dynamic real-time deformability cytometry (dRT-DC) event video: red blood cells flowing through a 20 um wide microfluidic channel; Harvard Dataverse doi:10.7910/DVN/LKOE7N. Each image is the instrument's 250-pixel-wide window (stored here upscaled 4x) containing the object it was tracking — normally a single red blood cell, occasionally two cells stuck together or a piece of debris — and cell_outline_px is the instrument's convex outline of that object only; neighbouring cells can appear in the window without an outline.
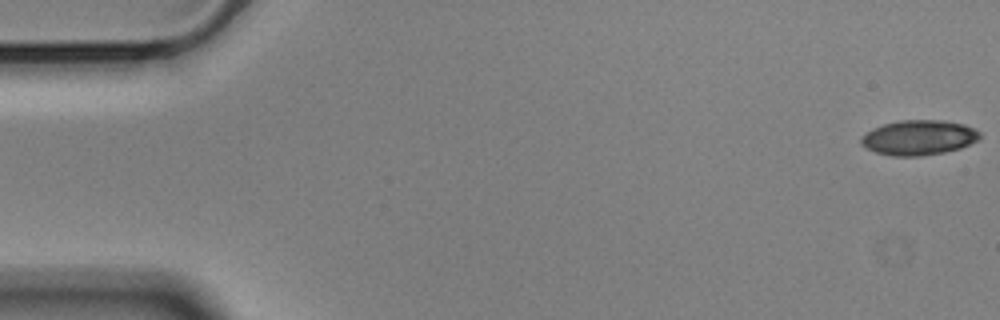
{"species": "Egyptian fruit bat (a non-hibernating species)", "species_latin": "Rousettus aegyptiacus", "temperature_condition": "cold", "stored_images_in_passage": 56, "camera_frame_rate_fps": 3000, "um_per_image_px": 0.085, "animal": {"sex": "male"}, "frame": {"image": 1, "passage_image": 1, "time_ms": 0.0, "image_size_px": [1000, 320], "cell_outline_px": [[980, 136], [976, 140], [960, 148], [944, 152], [920, 156], [892, 156], [876, 152], [860, 144], [860, 140], [872, 128], [884, 124], [900, 120], [940, 120], [964, 124], [980, 132]], "centroid_in_image_um": [78.08, 11.69], "position_along_channel_um": 6.9, "area_um2": 23.87}}
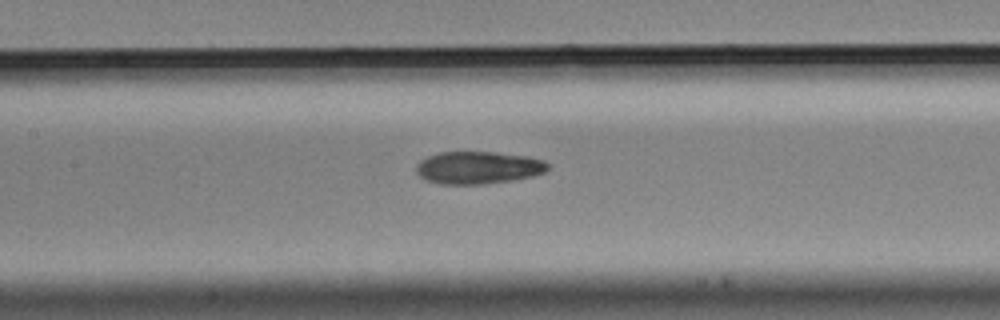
{"frame": {"image": 2, "passage_image": 26, "time_ms": 8.333, "image_size_px": [1000, 320], "cell_outline_px": [[548, 168], [544, 172], [532, 176], [516, 180], [484, 184], [440, 184], [428, 180], [420, 176], [416, 172], [416, 164], [420, 160], [428, 156], [440, 152], [496, 152], [528, 156], [544, 160], [548, 164]], "centroid_in_image_um": [40.65, 14.25], "position_along_channel_um": 166.7, "area_um2": 25.03}}
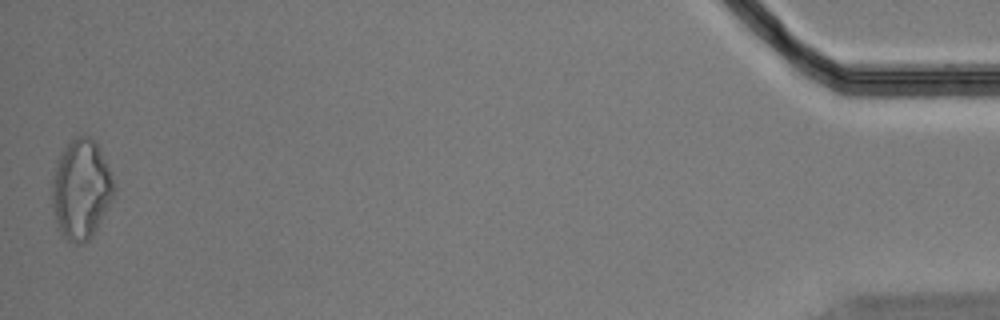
{"frame": {"image": 3, "passage_image": 56, "time_ms": 18.333, "image_size_px": [1000, 320], "cell_outline_px": [[116, 184], [112, 200], [92, 236], [88, 240], [80, 244], [76, 244], [68, 240], [60, 232], [56, 220], [52, 204], [52, 176], [56, 160], [60, 152], [76, 136], [88, 136], [96, 144]], "centroid_in_image_um": [6.88, 16.1], "position_along_channel_um": 428.3, "area_um2": 35.66}, "authors_computed_cell_mechanics": {"area_um2": 25.0274, "velocity_mm_per_s": 3.5488, "shape_relaxation_time_tau1_ms": 5.462, "shape_relaxation_time_tau2_ms": 3.7949, "deformation_change_tau1": 0.1694, "deformation_change_tau2": 0.0818}}